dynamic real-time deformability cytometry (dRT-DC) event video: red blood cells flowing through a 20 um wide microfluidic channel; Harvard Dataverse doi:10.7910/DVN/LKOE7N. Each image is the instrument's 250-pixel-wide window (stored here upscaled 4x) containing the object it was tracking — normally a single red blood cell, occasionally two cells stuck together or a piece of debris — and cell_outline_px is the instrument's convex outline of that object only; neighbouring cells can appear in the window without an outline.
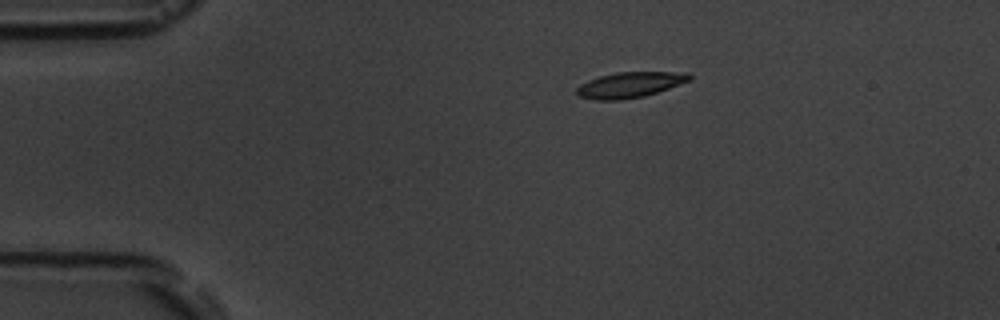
{"species": "common noctule bat (a hibernating species)", "species_latin": "Nyctalus noctula", "temperature_condition": "room temperature", "stored_images_in_passage": 6, "camera_frame_rate_fps": 3000, "um_per_image_px": 0.085, "animal": {"sex": "male", "body_mass_g": 19.5, "forearm_length_mm": 54.6}, "frame": {"image": 1, "passage_image": 1, "time_ms": 0.0, "image_size_px": [1000, 320], "cell_outline_px": [[692, 80], [644, 96], [620, 100], [596, 100], [576, 96], [576, 88], [580, 84], [588, 80], [600, 76], [616, 72], [688, 72], [692, 76]], "centroid_in_image_um": [53.52, 7.21], "position_along_channel_um": 31.5, "area_um2": 16.88}}
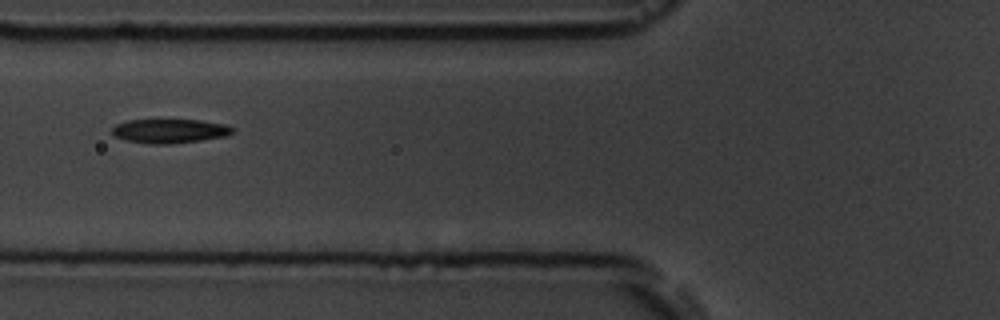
{"frame": {"image": 2, "passage_image": 4, "time_ms": 3.667, "image_size_px": [1000, 320], "cell_outline_px": [[236, 128], [232, 132], [224, 136], [200, 140], [168, 144], [152, 144], [128, 140], [116, 136], [112, 132], [112, 128], [116, 124], [128, 120], [200, 120], [224, 124]], "centroid_in_image_um": [14.43, 11.12], "position_along_channel_um": 111.4, "area_um2": 16.65}}
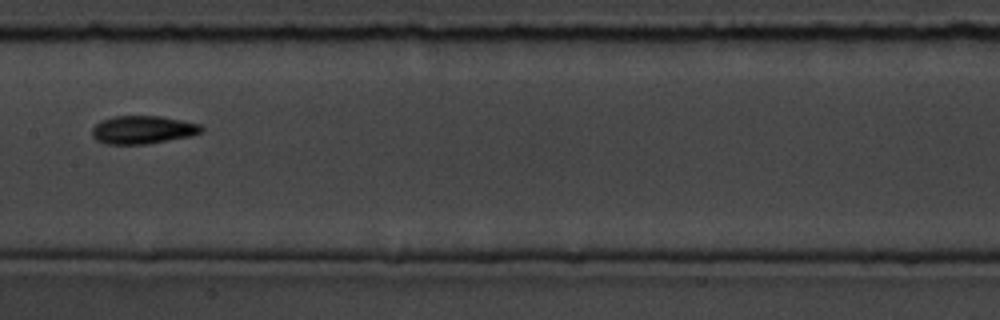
{"frame": {"image": 3, "passage_image": 6, "time_ms": 6.0, "image_size_px": [1000, 320], "cell_outline_px": [[204, 132], [192, 136], [148, 144], [108, 144], [96, 140], [92, 136], [92, 128], [100, 120], [112, 116], [160, 116], [200, 124], [204, 128]], "centroid_in_image_um": [12.15, 11.03], "position_along_channel_um": 195.3, "area_um2": 18.09}}